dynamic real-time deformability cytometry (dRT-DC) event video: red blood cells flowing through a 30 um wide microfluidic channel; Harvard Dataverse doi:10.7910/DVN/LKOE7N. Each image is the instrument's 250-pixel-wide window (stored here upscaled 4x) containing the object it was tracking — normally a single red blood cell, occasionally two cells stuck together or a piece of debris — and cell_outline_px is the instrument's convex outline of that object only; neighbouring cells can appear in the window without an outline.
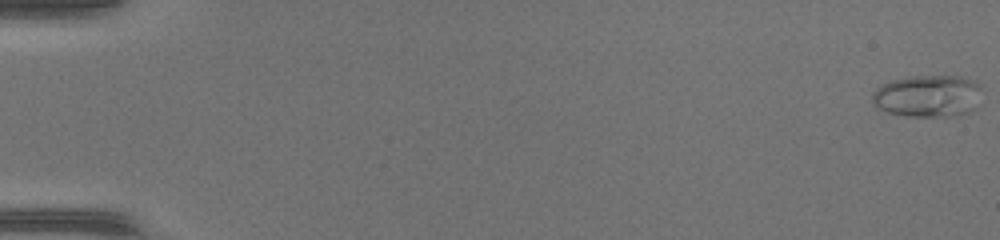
{"species": "common noctule bat (a hibernating species)", "species_latin": "Nyctalus noctula", "temperature_condition": "warm", "stored_images_in_passage": 51, "camera_frame_rate_fps": 3000, "um_per_image_px": 0.085, "animal": {"sex": "female", "body_mass_g": 17.0, "forearm_length_mm": 48.0}, "frame": {"image": 1, "passage_image": 1, "time_ms": 0.0, "image_size_px": [1000, 240], "cell_outline_px": [[984, 88], [976, 108], [968, 112], [956, 116], [904, 116], [888, 112], [880, 108], [872, 100], [872, 92], [876, 88], [892, 80], [912, 76], [960, 76], [976, 80]], "centroid_in_image_um": [78.95, 8.15], "position_along_channel_um": 6.1, "area_um2": 27.22}}
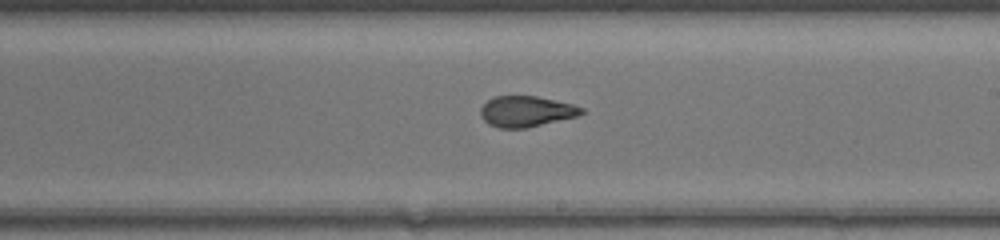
{"frame": {"image": 2, "passage_image": 31, "time_ms": 10.0, "image_size_px": [1000, 240], "cell_outline_px": [[584, 112], [576, 116], [524, 128], [500, 128], [488, 124], [480, 116], [480, 108], [492, 96], [536, 96], [572, 104], [584, 108]], "centroid_in_image_um": [44.68, 9.46], "position_along_channel_um": 244.3, "area_um2": 17.92}}
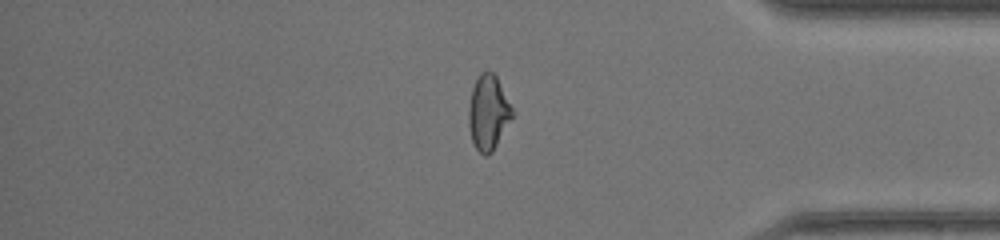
{"frame": {"image": 3, "passage_image": 43, "time_ms": 14.0, "image_size_px": [1000, 240], "cell_outline_px": [[516, 112], [492, 152], [488, 156], [484, 156], [476, 148], [472, 140], [468, 124], [468, 108], [472, 88], [480, 72], [488, 68], [496, 76]], "centroid_in_image_um": [41.52, 9.54], "position_along_channel_um": 393.7, "area_um2": 19.36}, "authors_computed_cell_mechanics": {"area_um2": 19.363, "velocity_mm_per_s": 4.2436, "shape_relaxation_time_tau1_ms": null, "shape_relaxation_time_tau2_ms": 1.0513, "deformation_change_tau1": null, "deformation_change_tau2": 0.0692}}